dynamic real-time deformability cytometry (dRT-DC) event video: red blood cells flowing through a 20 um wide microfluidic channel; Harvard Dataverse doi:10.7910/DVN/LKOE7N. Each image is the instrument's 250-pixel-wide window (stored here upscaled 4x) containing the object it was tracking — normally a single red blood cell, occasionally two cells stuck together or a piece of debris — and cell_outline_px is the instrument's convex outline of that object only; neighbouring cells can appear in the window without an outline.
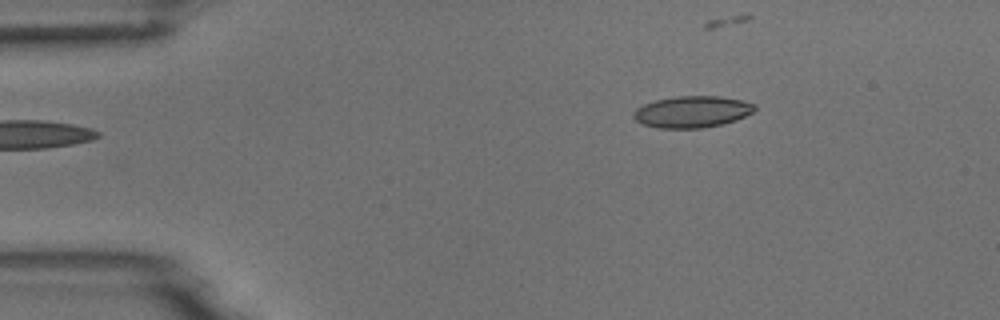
{"species": "common noctule bat (a hibernating species)", "species_latin": "Nyctalus noctula", "temperature_condition": "room temperature", "stored_images_in_passage": 4, "camera_frame_rate_fps": 3000, "um_per_image_px": 0.085, "animal": {"sex": "male", "body_mass_g": 18.8}, "frame": {"image": 1, "passage_image": 1, "time_ms": 0.0, "image_size_px": [1000, 320], "cell_outline_px": [[756, 108], [752, 112], [736, 120], [720, 124], [700, 128], [660, 128], [644, 124], [636, 120], [632, 116], [632, 112], [636, 108], [644, 104], [656, 100], [676, 96], [720, 96], [740, 100], [756, 104]], "centroid_in_image_um": [58.81, 9.49], "position_along_channel_um": 26.2, "area_um2": 22.14}}
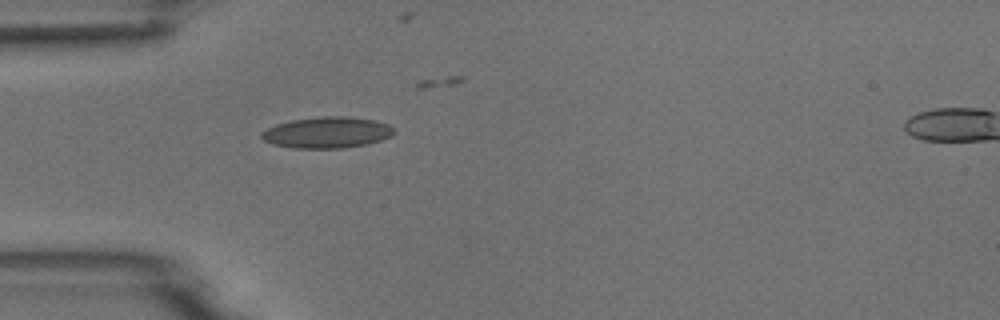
{"frame": {"image": 2, "passage_image": 3, "time_ms": 2.333, "image_size_px": [1000, 320], "cell_outline_px": [[396, 132], [392, 136], [368, 144], [344, 148], [292, 148], [272, 144], [264, 140], [260, 136], [260, 132], [276, 124], [292, 120], [324, 116], [344, 116], [376, 120], [388, 124], [396, 128]], "centroid_in_image_um": [27.83, 11.26], "position_along_channel_um": 57.2, "area_um2": 24.28}}